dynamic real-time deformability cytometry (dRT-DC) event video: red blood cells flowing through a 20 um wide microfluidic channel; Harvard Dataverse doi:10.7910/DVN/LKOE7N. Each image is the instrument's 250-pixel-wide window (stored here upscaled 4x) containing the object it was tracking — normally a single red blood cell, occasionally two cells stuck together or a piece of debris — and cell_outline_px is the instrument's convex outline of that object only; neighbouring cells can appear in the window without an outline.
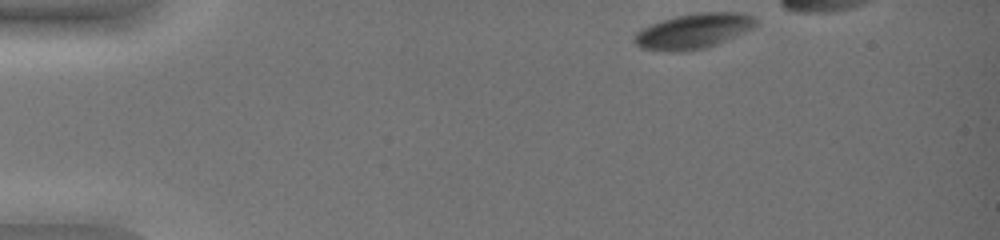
{"species": "common noctule bat (a hibernating species)", "species_latin": "Nyctalus noctula", "temperature_condition": "warm", "stored_images_in_passage": 8, "camera_frame_rate_fps": 3000, "um_per_image_px": 0.085, "animal": {"sex": "female", "body_mass_g": 19.0, "forearm_length_mm": 51.5}, "frame": {"image": 1, "passage_image": 1, "time_ms": 0.0, "image_size_px": [1000, 240], "cell_outline_px": [[756, 24], [752, 28], [744, 32], [716, 44], [704, 48], [688, 52], [668, 52], [640, 48], [632, 40], [636, 32], [652, 24], [676, 16], [696, 12], [744, 12], [752, 16], [756, 20]], "centroid_in_image_um": [58.92, 2.65], "position_along_channel_um": 26.1, "area_um2": 24.85}}